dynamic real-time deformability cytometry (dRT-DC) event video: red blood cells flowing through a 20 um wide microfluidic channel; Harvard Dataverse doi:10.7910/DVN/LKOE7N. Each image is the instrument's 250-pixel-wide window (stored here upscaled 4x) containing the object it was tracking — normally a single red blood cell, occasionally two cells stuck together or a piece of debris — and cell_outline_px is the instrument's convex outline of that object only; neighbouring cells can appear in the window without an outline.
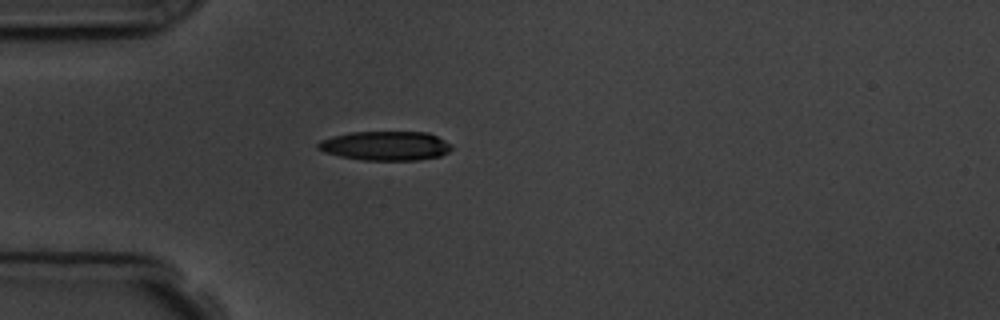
{"species": "common noctule bat (a hibernating species)", "species_latin": "Nyctalus noctula", "temperature_condition": "room temperature", "stored_images_in_passage": 1, "camera_frame_rate_fps": 3000, "um_per_image_px": 0.085, "animal": {"sex": "male", "body_mass_g": 19.5, "forearm_length_mm": 54.6}, "frame": {"image": 1, "passage_image": 1, "time_ms": 0.0, "image_size_px": [1000, 320], "cell_outline_px": [[452, 148], [448, 152], [440, 156], [416, 160], [364, 160], [340, 156], [324, 152], [316, 148], [316, 144], [320, 140], [332, 136], [352, 132], [428, 132], [452, 144]], "centroid_in_image_um": [32.75, 12.39], "position_along_channel_um": 52.2, "area_um2": 22.77}}